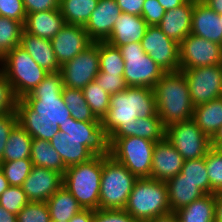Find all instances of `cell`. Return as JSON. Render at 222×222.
I'll use <instances>...</instances> for the list:
<instances>
[{"label":"cell","mask_w":222,"mask_h":222,"mask_svg":"<svg viewBox=\"0 0 222 222\" xmlns=\"http://www.w3.org/2000/svg\"><path fill=\"white\" fill-rule=\"evenodd\" d=\"M187 0H158L165 11L172 10L183 5Z\"/></svg>","instance_id":"db71d44e"},{"label":"cell","mask_w":222,"mask_h":222,"mask_svg":"<svg viewBox=\"0 0 222 222\" xmlns=\"http://www.w3.org/2000/svg\"><path fill=\"white\" fill-rule=\"evenodd\" d=\"M20 46L47 72L60 71V65L54 53L51 40L34 36L23 30Z\"/></svg>","instance_id":"d4e9b609"},{"label":"cell","mask_w":222,"mask_h":222,"mask_svg":"<svg viewBox=\"0 0 222 222\" xmlns=\"http://www.w3.org/2000/svg\"><path fill=\"white\" fill-rule=\"evenodd\" d=\"M60 71L49 72L29 94L17 100L18 124L33 138L50 141L72 117L62 98Z\"/></svg>","instance_id":"6da1fadb"},{"label":"cell","mask_w":222,"mask_h":222,"mask_svg":"<svg viewBox=\"0 0 222 222\" xmlns=\"http://www.w3.org/2000/svg\"><path fill=\"white\" fill-rule=\"evenodd\" d=\"M30 159L33 166L54 170L62 175L67 169L58 152L47 140L33 139Z\"/></svg>","instance_id":"4dcf8cb0"},{"label":"cell","mask_w":222,"mask_h":222,"mask_svg":"<svg viewBox=\"0 0 222 222\" xmlns=\"http://www.w3.org/2000/svg\"><path fill=\"white\" fill-rule=\"evenodd\" d=\"M0 222H17V215L8 212L0 205Z\"/></svg>","instance_id":"6f0895ef"},{"label":"cell","mask_w":222,"mask_h":222,"mask_svg":"<svg viewBox=\"0 0 222 222\" xmlns=\"http://www.w3.org/2000/svg\"><path fill=\"white\" fill-rule=\"evenodd\" d=\"M165 12V9L160 5L158 0H145L141 17L148 26H157L165 15Z\"/></svg>","instance_id":"7dc6e473"},{"label":"cell","mask_w":222,"mask_h":222,"mask_svg":"<svg viewBox=\"0 0 222 222\" xmlns=\"http://www.w3.org/2000/svg\"><path fill=\"white\" fill-rule=\"evenodd\" d=\"M109 155L137 178H150L155 142L136 136L108 138Z\"/></svg>","instance_id":"ba28073f"},{"label":"cell","mask_w":222,"mask_h":222,"mask_svg":"<svg viewBox=\"0 0 222 222\" xmlns=\"http://www.w3.org/2000/svg\"><path fill=\"white\" fill-rule=\"evenodd\" d=\"M30 201L22 187L9 186L0 195V205L8 212L17 215Z\"/></svg>","instance_id":"60d3db41"},{"label":"cell","mask_w":222,"mask_h":222,"mask_svg":"<svg viewBox=\"0 0 222 222\" xmlns=\"http://www.w3.org/2000/svg\"><path fill=\"white\" fill-rule=\"evenodd\" d=\"M211 147L214 149H222V125L211 138Z\"/></svg>","instance_id":"9f6ffc18"},{"label":"cell","mask_w":222,"mask_h":222,"mask_svg":"<svg viewBox=\"0 0 222 222\" xmlns=\"http://www.w3.org/2000/svg\"><path fill=\"white\" fill-rule=\"evenodd\" d=\"M0 16L14 19L24 25L27 13L23 0H0Z\"/></svg>","instance_id":"f6af8a7d"},{"label":"cell","mask_w":222,"mask_h":222,"mask_svg":"<svg viewBox=\"0 0 222 222\" xmlns=\"http://www.w3.org/2000/svg\"><path fill=\"white\" fill-rule=\"evenodd\" d=\"M99 72L105 74H124L125 63L118 47L106 41H98Z\"/></svg>","instance_id":"e575fe53"},{"label":"cell","mask_w":222,"mask_h":222,"mask_svg":"<svg viewBox=\"0 0 222 222\" xmlns=\"http://www.w3.org/2000/svg\"><path fill=\"white\" fill-rule=\"evenodd\" d=\"M62 98L66 107L71 112V116L78 121L101 122L92 113L87 104L82 89H74L64 86L62 89Z\"/></svg>","instance_id":"836d02e7"},{"label":"cell","mask_w":222,"mask_h":222,"mask_svg":"<svg viewBox=\"0 0 222 222\" xmlns=\"http://www.w3.org/2000/svg\"><path fill=\"white\" fill-rule=\"evenodd\" d=\"M218 16H219V19H220L221 24H222V13L218 14Z\"/></svg>","instance_id":"94428289"},{"label":"cell","mask_w":222,"mask_h":222,"mask_svg":"<svg viewBox=\"0 0 222 222\" xmlns=\"http://www.w3.org/2000/svg\"><path fill=\"white\" fill-rule=\"evenodd\" d=\"M215 222H222V193L216 194Z\"/></svg>","instance_id":"11a10c76"},{"label":"cell","mask_w":222,"mask_h":222,"mask_svg":"<svg viewBox=\"0 0 222 222\" xmlns=\"http://www.w3.org/2000/svg\"><path fill=\"white\" fill-rule=\"evenodd\" d=\"M157 114L153 89L128 86L125 90L110 95L107 115L101 124L107 136L119 125H131L136 118H146Z\"/></svg>","instance_id":"7a4b0ae2"},{"label":"cell","mask_w":222,"mask_h":222,"mask_svg":"<svg viewBox=\"0 0 222 222\" xmlns=\"http://www.w3.org/2000/svg\"><path fill=\"white\" fill-rule=\"evenodd\" d=\"M51 222H69V221H51Z\"/></svg>","instance_id":"6125c7cd"},{"label":"cell","mask_w":222,"mask_h":222,"mask_svg":"<svg viewBox=\"0 0 222 222\" xmlns=\"http://www.w3.org/2000/svg\"><path fill=\"white\" fill-rule=\"evenodd\" d=\"M166 127L161 118L155 116L146 118H136L131 125H119L108 138H124L136 136L153 142L161 141L165 138Z\"/></svg>","instance_id":"603a6c76"},{"label":"cell","mask_w":222,"mask_h":222,"mask_svg":"<svg viewBox=\"0 0 222 222\" xmlns=\"http://www.w3.org/2000/svg\"><path fill=\"white\" fill-rule=\"evenodd\" d=\"M194 0H187L183 5L168 10L157 25L161 31L178 44L191 34Z\"/></svg>","instance_id":"44dd1931"},{"label":"cell","mask_w":222,"mask_h":222,"mask_svg":"<svg viewBox=\"0 0 222 222\" xmlns=\"http://www.w3.org/2000/svg\"><path fill=\"white\" fill-rule=\"evenodd\" d=\"M98 0H60L59 10L66 24L85 26Z\"/></svg>","instance_id":"d6a6232c"},{"label":"cell","mask_w":222,"mask_h":222,"mask_svg":"<svg viewBox=\"0 0 222 222\" xmlns=\"http://www.w3.org/2000/svg\"><path fill=\"white\" fill-rule=\"evenodd\" d=\"M51 221H69L83 208L73 195L62 186L47 201Z\"/></svg>","instance_id":"f546056e"},{"label":"cell","mask_w":222,"mask_h":222,"mask_svg":"<svg viewBox=\"0 0 222 222\" xmlns=\"http://www.w3.org/2000/svg\"><path fill=\"white\" fill-rule=\"evenodd\" d=\"M94 81L110 95L123 91L128 87L123 74H105L99 72Z\"/></svg>","instance_id":"ee69618b"},{"label":"cell","mask_w":222,"mask_h":222,"mask_svg":"<svg viewBox=\"0 0 222 222\" xmlns=\"http://www.w3.org/2000/svg\"><path fill=\"white\" fill-rule=\"evenodd\" d=\"M140 43L145 53L165 72L180 71L179 44L158 26H148Z\"/></svg>","instance_id":"5bb4252c"},{"label":"cell","mask_w":222,"mask_h":222,"mask_svg":"<svg viewBox=\"0 0 222 222\" xmlns=\"http://www.w3.org/2000/svg\"><path fill=\"white\" fill-rule=\"evenodd\" d=\"M180 173L183 174V179L195 183L204 194H210V182L205 157L185 160Z\"/></svg>","instance_id":"74e56055"},{"label":"cell","mask_w":222,"mask_h":222,"mask_svg":"<svg viewBox=\"0 0 222 222\" xmlns=\"http://www.w3.org/2000/svg\"><path fill=\"white\" fill-rule=\"evenodd\" d=\"M27 14L46 10L59 9L60 0H23Z\"/></svg>","instance_id":"681fc988"},{"label":"cell","mask_w":222,"mask_h":222,"mask_svg":"<svg viewBox=\"0 0 222 222\" xmlns=\"http://www.w3.org/2000/svg\"><path fill=\"white\" fill-rule=\"evenodd\" d=\"M18 98L8 82L5 73L0 68V116L16 112Z\"/></svg>","instance_id":"7bdbcfd3"},{"label":"cell","mask_w":222,"mask_h":222,"mask_svg":"<svg viewBox=\"0 0 222 222\" xmlns=\"http://www.w3.org/2000/svg\"><path fill=\"white\" fill-rule=\"evenodd\" d=\"M33 138L17 124L7 140L1 162L30 159Z\"/></svg>","instance_id":"1f68e13d"},{"label":"cell","mask_w":222,"mask_h":222,"mask_svg":"<svg viewBox=\"0 0 222 222\" xmlns=\"http://www.w3.org/2000/svg\"><path fill=\"white\" fill-rule=\"evenodd\" d=\"M180 71L186 77L194 107L222 97V65Z\"/></svg>","instance_id":"8fae6325"},{"label":"cell","mask_w":222,"mask_h":222,"mask_svg":"<svg viewBox=\"0 0 222 222\" xmlns=\"http://www.w3.org/2000/svg\"><path fill=\"white\" fill-rule=\"evenodd\" d=\"M18 124L17 112H11L0 116V162L4 154V149L13 128Z\"/></svg>","instance_id":"c3c4849f"},{"label":"cell","mask_w":222,"mask_h":222,"mask_svg":"<svg viewBox=\"0 0 222 222\" xmlns=\"http://www.w3.org/2000/svg\"><path fill=\"white\" fill-rule=\"evenodd\" d=\"M216 194H205L175 211L179 222H215Z\"/></svg>","instance_id":"83f0119b"},{"label":"cell","mask_w":222,"mask_h":222,"mask_svg":"<svg viewBox=\"0 0 222 222\" xmlns=\"http://www.w3.org/2000/svg\"><path fill=\"white\" fill-rule=\"evenodd\" d=\"M49 143L58 152L66 167L85 163L95 157L86 146L82 145V141L65 132L56 133Z\"/></svg>","instance_id":"484cf974"},{"label":"cell","mask_w":222,"mask_h":222,"mask_svg":"<svg viewBox=\"0 0 222 222\" xmlns=\"http://www.w3.org/2000/svg\"><path fill=\"white\" fill-rule=\"evenodd\" d=\"M8 180L5 178L3 171L0 169V195L9 187Z\"/></svg>","instance_id":"91938a15"},{"label":"cell","mask_w":222,"mask_h":222,"mask_svg":"<svg viewBox=\"0 0 222 222\" xmlns=\"http://www.w3.org/2000/svg\"><path fill=\"white\" fill-rule=\"evenodd\" d=\"M102 156L67 167L63 186L78 201L83 209H99Z\"/></svg>","instance_id":"5b68a950"},{"label":"cell","mask_w":222,"mask_h":222,"mask_svg":"<svg viewBox=\"0 0 222 222\" xmlns=\"http://www.w3.org/2000/svg\"><path fill=\"white\" fill-rule=\"evenodd\" d=\"M165 183L167 185L171 212H175L205 195L195 183L183 179V174L181 173H178Z\"/></svg>","instance_id":"4316f807"},{"label":"cell","mask_w":222,"mask_h":222,"mask_svg":"<svg viewBox=\"0 0 222 222\" xmlns=\"http://www.w3.org/2000/svg\"><path fill=\"white\" fill-rule=\"evenodd\" d=\"M121 14L116 0H98L96 9L84 26L89 38L93 42L106 41Z\"/></svg>","instance_id":"ac0fdd59"},{"label":"cell","mask_w":222,"mask_h":222,"mask_svg":"<svg viewBox=\"0 0 222 222\" xmlns=\"http://www.w3.org/2000/svg\"><path fill=\"white\" fill-rule=\"evenodd\" d=\"M184 162V158L166 138L155 142L150 178L166 182L181 172Z\"/></svg>","instance_id":"d6986e66"},{"label":"cell","mask_w":222,"mask_h":222,"mask_svg":"<svg viewBox=\"0 0 222 222\" xmlns=\"http://www.w3.org/2000/svg\"><path fill=\"white\" fill-rule=\"evenodd\" d=\"M32 167L31 159L0 162V169L3 171L10 186L22 187L24 180L31 173Z\"/></svg>","instance_id":"f35d334b"},{"label":"cell","mask_w":222,"mask_h":222,"mask_svg":"<svg viewBox=\"0 0 222 222\" xmlns=\"http://www.w3.org/2000/svg\"><path fill=\"white\" fill-rule=\"evenodd\" d=\"M17 222H51L47 203L30 201L17 214Z\"/></svg>","instance_id":"b9f144b4"},{"label":"cell","mask_w":222,"mask_h":222,"mask_svg":"<svg viewBox=\"0 0 222 222\" xmlns=\"http://www.w3.org/2000/svg\"><path fill=\"white\" fill-rule=\"evenodd\" d=\"M122 13L141 16L145 0H116Z\"/></svg>","instance_id":"f907efd6"},{"label":"cell","mask_w":222,"mask_h":222,"mask_svg":"<svg viewBox=\"0 0 222 222\" xmlns=\"http://www.w3.org/2000/svg\"><path fill=\"white\" fill-rule=\"evenodd\" d=\"M60 132L82 141L95 156H109V139L101 122H85L68 118L60 126Z\"/></svg>","instance_id":"9a60e30c"},{"label":"cell","mask_w":222,"mask_h":222,"mask_svg":"<svg viewBox=\"0 0 222 222\" xmlns=\"http://www.w3.org/2000/svg\"><path fill=\"white\" fill-rule=\"evenodd\" d=\"M191 34L222 45V24L218 13L202 0H194Z\"/></svg>","instance_id":"ffe728a7"},{"label":"cell","mask_w":222,"mask_h":222,"mask_svg":"<svg viewBox=\"0 0 222 222\" xmlns=\"http://www.w3.org/2000/svg\"><path fill=\"white\" fill-rule=\"evenodd\" d=\"M210 194L222 193V150L211 148L205 156Z\"/></svg>","instance_id":"ab89813d"},{"label":"cell","mask_w":222,"mask_h":222,"mask_svg":"<svg viewBox=\"0 0 222 222\" xmlns=\"http://www.w3.org/2000/svg\"><path fill=\"white\" fill-rule=\"evenodd\" d=\"M93 222H137L124 209L103 210L97 209L93 214Z\"/></svg>","instance_id":"bcb514c9"},{"label":"cell","mask_w":222,"mask_h":222,"mask_svg":"<svg viewBox=\"0 0 222 222\" xmlns=\"http://www.w3.org/2000/svg\"><path fill=\"white\" fill-rule=\"evenodd\" d=\"M180 70L222 65V45L189 34L179 43Z\"/></svg>","instance_id":"4fadbf2b"},{"label":"cell","mask_w":222,"mask_h":222,"mask_svg":"<svg viewBox=\"0 0 222 222\" xmlns=\"http://www.w3.org/2000/svg\"><path fill=\"white\" fill-rule=\"evenodd\" d=\"M118 48L125 63L123 77L127 86L153 89L166 73L145 53L140 42L129 43Z\"/></svg>","instance_id":"9c48e42d"},{"label":"cell","mask_w":222,"mask_h":222,"mask_svg":"<svg viewBox=\"0 0 222 222\" xmlns=\"http://www.w3.org/2000/svg\"><path fill=\"white\" fill-rule=\"evenodd\" d=\"M23 30L21 22L0 16V61L8 51L20 45Z\"/></svg>","instance_id":"d590c367"},{"label":"cell","mask_w":222,"mask_h":222,"mask_svg":"<svg viewBox=\"0 0 222 222\" xmlns=\"http://www.w3.org/2000/svg\"><path fill=\"white\" fill-rule=\"evenodd\" d=\"M98 42H93L72 60L60 66L63 85L74 89H83L98 75Z\"/></svg>","instance_id":"7c38bea8"},{"label":"cell","mask_w":222,"mask_h":222,"mask_svg":"<svg viewBox=\"0 0 222 222\" xmlns=\"http://www.w3.org/2000/svg\"><path fill=\"white\" fill-rule=\"evenodd\" d=\"M59 9L29 13L24 22V31L43 39L51 40L65 25Z\"/></svg>","instance_id":"cb8c5ba5"},{"label":"cell","mask_w":222,"mask_h":222,"mask_svg":"<svg viewBox=\"0 0 222 222\" xmlns=\"http://www.w3.org/2000/svg\"><path fill=\"white\" fill-rule=\"evenodd\" d=\"M153 92L157 114L165 127L193 118L194 105L182 71L166 72L154 85Z\"/></svg>","instance_id":"3957f363"},{"label":"cell","mask_w":222,"mask_h":222,"mask_svg":"<svg viewBox=\"0 0 222 222\" xmlns=\"http://www.w3.org/2000/svg\"><path fill=\"white\" fill-rule=\"evenodd\" d=\"M0 66L18 99L29 94L49 73L20 45L6 53Z\"/></svg>","instance_id":"8992f818"},{"label":"cell","mask_w":222,"mask_h":222,"mask_svg":"<svg viewBox=\"0 0 222 222\" xmlns=\"http://www.w3.org/2000/svg\"><path fill=\"white\" fill-rule=\"evenodd\" d=\"M147 27L148 24L141 16L122 13L116 20L106 42L115 47L140 42L144 37Z\"/></svg>","instance_id":"7402d4cb"},{"label":"cell","mask_w":222,"mask_h":222,"mask_svg":"<svg viewBox=\"0 0 222 222\" xmlns=\"http://www.w3.org/2000/svg\"><path fill=\"white\" fill-rule=\"evenodd\" d=\"M207 6H209L216 13H222V0H202Z\"/></svg>","instance_id":"680465c9"},{"label":"cell","mask_w":222,"mask_h":222,"mask_svg":"<svg viewBox=\"0 0 222 222\" xmlns=\"http://www.w3.org/2000/svg\"><path fill=\"white\" fill-rule=\"evenodd\" d=\"M52 47L60 66L72 60L85 50L93 41L84 26L65 24L51 39Z\"/></svg>","instance_id":"2e32d148"},{"label":"cell","mask_w":222,"mask_h":222,"mask_svg":"<svg viewBox=\"0 0 222 222\" xmlns=\"http://www.w3.org/2000/svg\"><path fill=\"white\" fill-rule=\"evenodd\" d=\"M145 222H179L175 212H170L155 218L149 219Z\"/></svg>","instance_id":"f5cc1de1"},{"label":"cell","mask_w":222,"mask_h":222,"mask_svg":"<svg viewBox=\"0 0 222 222\" xmlns=\"http://www.w3.org/2000/svg\"><path fill=\"white\" fill-rule=\"evenodd\" d=\"M137 222L171 212L167 185L151 178H138L124 208Z\"/></svg>","instance_id":"277c9868"},{"label":"cell","mask_w":222,"mask_h":222,"mask_svg":"<svg viewBox=\"0 0 222 222\" xmlns=\"http://www.w3.org/2000/svg\"><path fill=\"white\" fill-rule=\"evenodd\" d=\"M137 179L110 155L102 156L99 209H124Z\"/></svg>","instance_id":"52a82bcc"},{"label":"cell","mask_w":222,"mask_h":222,"mask_svg":"<svg viewBox=\"0 0 222 222\" xmlns=\"http://www.w3.org/2000/svg\"><path fill=\"white\" fill-rule=\"evenodd\" d=\"M94 210L83 209L74 215L69 222H93Z\"/></svg>","instance_id":"816d5d0a"},{"label":"cell","mask_w":222,"mask_h":222,"mask_svg":"<svg viewBox=\"0 0 222 222\" xmlns=\"http://www.w3.org/2000/svg\"><path fill=\"white\" fill-rule=\"evenodd\" d=\"M165 138L181 154L184 160L205 157L211 147V139L190 118L166 127Z\"/></svg>","instance_id":"30bf717a"},{"label":"cell","mask_w":222,"mask_h":222,"mask_svg":"<svg viewBox=\"0 0 222 222\" xmlns=\"http://www.w3.org/2000/svg\"><path fill=\"white\" fill-rule=\"evenodd\" d=\"M84 98L95 117L102 121L107 115L110 104V94L106 93L95 81L82 89Z\"/></svg>","instance_id":"8d00e7d4"},{"label":"cell","mask_w":222,"mask_h":222,"mask_svg":"<svg viewBox=\"0 0 222 222\" xmlns=\"http://www.w3.org/2000/svg\"><path fill=\"white\" fill-rule=\"evenodd\" d=\"M63 186V175L54 170L33 166L24 180L23 191L29 201L46 202Z\"/></svg>","instance_id":"e0dca14e"},{"label":"cell","mask_w":222,"mask_h":222,"mask_svg":"<svg viewBox=\"0 0 222 222\" xmlns=\"http://www.w3.org/2000/svg\"><path fill=\"white\" fill-rule=\"evenodd\" d=\"M193 119L210 139L222 125V97L194 107Z\"/></svg>","instance_id":"f1b7e54d"}]
</instances>
